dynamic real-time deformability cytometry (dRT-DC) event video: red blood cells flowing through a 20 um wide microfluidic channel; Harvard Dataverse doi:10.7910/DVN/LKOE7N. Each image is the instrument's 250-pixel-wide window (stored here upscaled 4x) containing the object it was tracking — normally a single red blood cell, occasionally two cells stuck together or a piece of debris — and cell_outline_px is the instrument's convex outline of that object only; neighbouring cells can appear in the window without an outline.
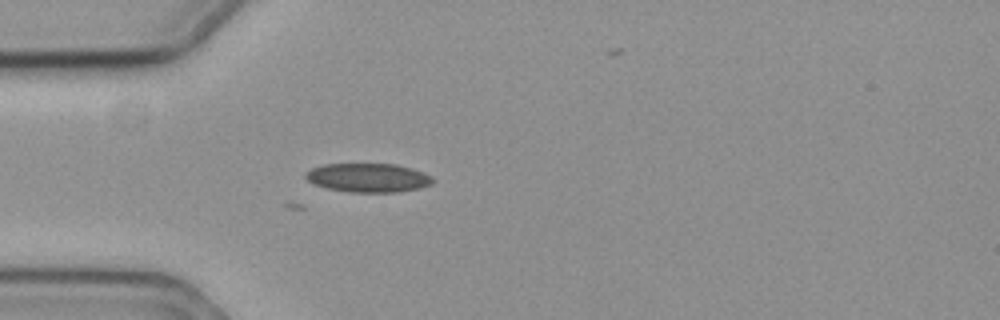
{"species": "common noctule bat (a hibernating species)", "species_latin": "Nyctalus noctula", "temperature_condition": "cold", "stored_images_in_passage": 37, "camera_frame_rate_fps": 3000, "um_per_image_px": 0.085, "animal": {"sex": "female", "body_mass_g": 19.3, "forearm_length_mm": 54.1}, "frame": {"image": 1, "passage_image": 4, "time_ms": 1.0, "image_size_px": [1000, 320], "cell_outline_px": [[436, 180], [432, 184], [420, 188], [396, 192], [348, 192], [328, 188], [312, 184], [304, 176], [304, 172], [312, 168], [324, 164], [396, 164], [412, 168], [432, 176]], "centroid_in_image_um": [31.3, 15.1], "position_along_channel_um": 53.7, "area_um2": 21.56}}
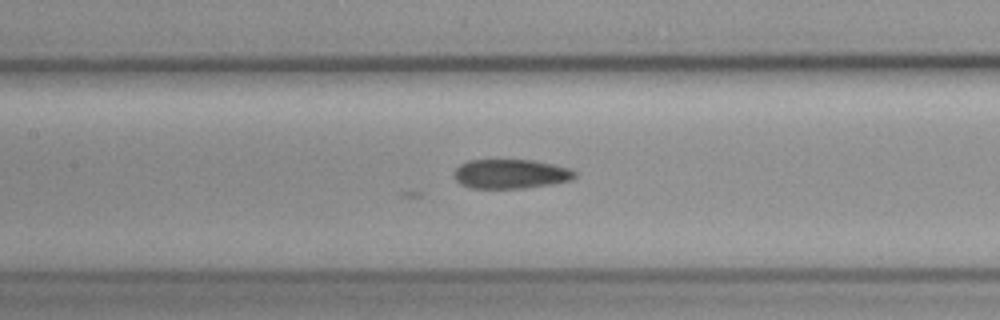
{"frame": {"image": 2, "passage_image": 14, "time_ms": 4.333, "image_size_px": [1000, 320], "cell_outline_px": [[576, 176], [572, 180], [552, 184], [524, 188], [472, 188], [460, 184], [456, 180], [456, 168], [460, 164], [468, 160], [536, 160], [568, 168], [576, 172]], "centroid_in_image_um": [43.43, 14.78], "position_along_channel_um": 164.0, "area_um2": 20.58}}
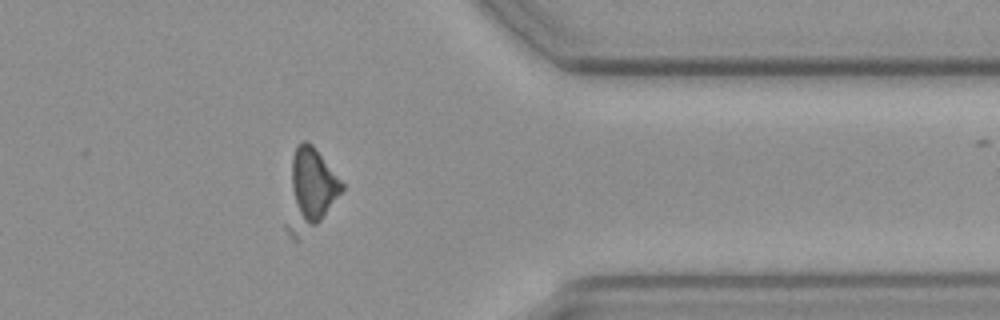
{"frame": {"image": 3, "passage_image": 34, "time_ms": 11.0, "image_size_px": [1000, 320], "cell_outline_px": [[344, 188], [320, 220], [300, 240], [292, 240], [284, 228], [284, 224], [292, 156], [296, 148], [304, 140], [308, 140], [312, 144], [344, 184]], "centroid_in_image_um": [26.28, 16.2], "position_along_channel_um": 385.1, "area_um2": 26.24}}